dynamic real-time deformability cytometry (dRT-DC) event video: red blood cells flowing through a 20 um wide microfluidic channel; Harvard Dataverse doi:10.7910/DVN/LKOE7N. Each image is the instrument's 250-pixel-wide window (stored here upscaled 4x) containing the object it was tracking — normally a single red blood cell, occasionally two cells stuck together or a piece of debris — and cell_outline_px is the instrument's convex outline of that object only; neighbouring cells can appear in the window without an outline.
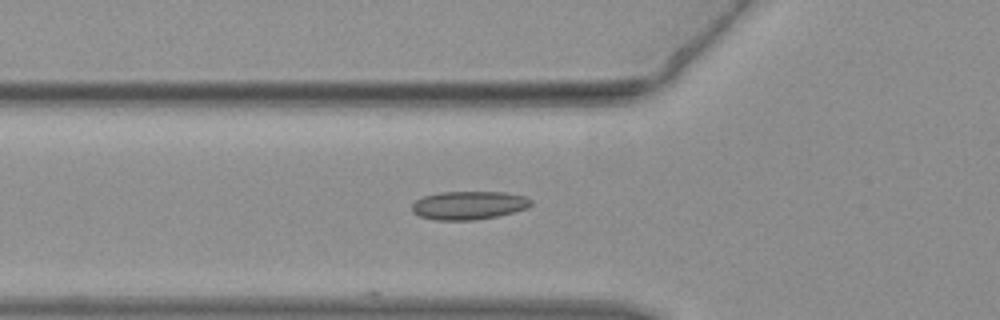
{"species": "common noctule bat (a hibernating species)", "species_latin": "Nyctalus noctula", "temperature_condition": "warm", "stored_images_in_passage": 31, "camera_frame_rate_fps": 3000, "um_per_image_px": 0.085, "animal": {"sex": "female", "body_mass_g": 19.3, "forearm_length_mm": 54.1}, "frame": {"image": 1, "passage_image": 2, "time_ms": 0.333, "image_size_px": [1000, 320], "cell_outline_px": [[532, 204], [528, 208], [496, 216], [476, 220], [436, 220], [420, 216], [412, 212], [412, 204], [416, 200], [424, 196], [440, 192], [504, 192], [524, 196], [532, 200]], "centroid_in_image_um": [39.84, 17.45], "position_along_channel_um": 86.0, "area_um2": 19.65}}
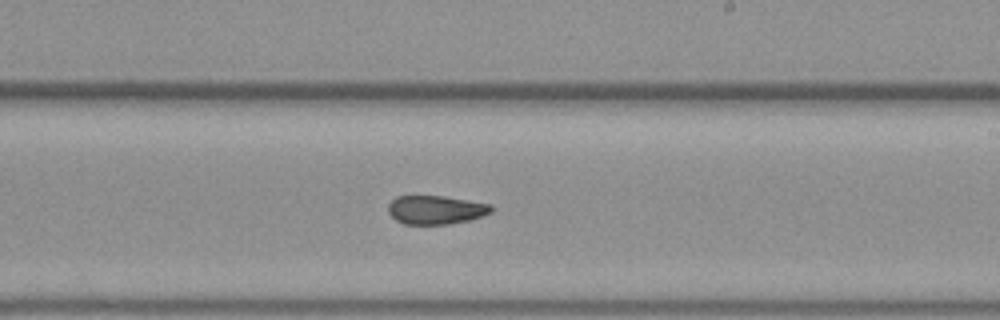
{"frame": {"image": 2, "passage_image": 13, "time_ms": 4.0, "image_size_px": [1000, 320], "cell_outline_px": [[492, 212], [468, 220], [448, 224], [404, 224], [396, 220], [388, 212], [388, 204], [396, 196], [444, 196], [492, 204]], "centroid_in_image_um": [37.03, 17.83], "position_along_channel_um": 252.0, "area_um2": 17.17}}
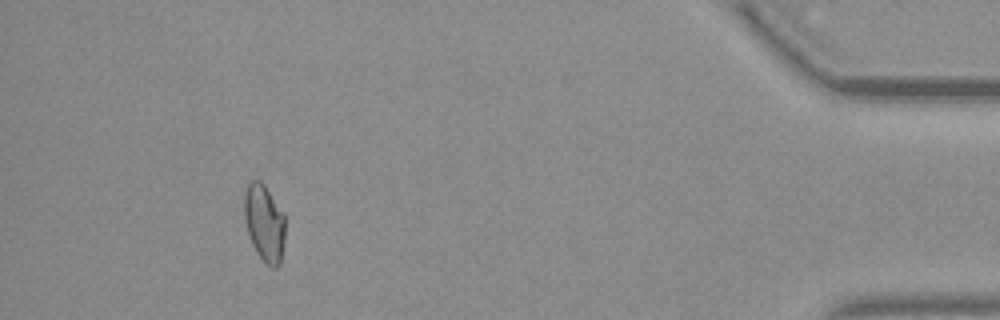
{"frame": {"image": 3, "passage_image": 28, "time_ms": 9.0, "image_size_px": [1000, 320], "cell_outline_px": [[284, 240], [280, 264], [276, 268], [272, 268], [264, 264], [256, 252], [252, 244], [244, 220], [244, 192], [248, 184], [252, 180], [260, 180], [264, 184], [284, 212]], "centroid_in_image_um": [22.47, 18.96], "position_along_channel_um": 412.7, "area_um2": 18.61}}